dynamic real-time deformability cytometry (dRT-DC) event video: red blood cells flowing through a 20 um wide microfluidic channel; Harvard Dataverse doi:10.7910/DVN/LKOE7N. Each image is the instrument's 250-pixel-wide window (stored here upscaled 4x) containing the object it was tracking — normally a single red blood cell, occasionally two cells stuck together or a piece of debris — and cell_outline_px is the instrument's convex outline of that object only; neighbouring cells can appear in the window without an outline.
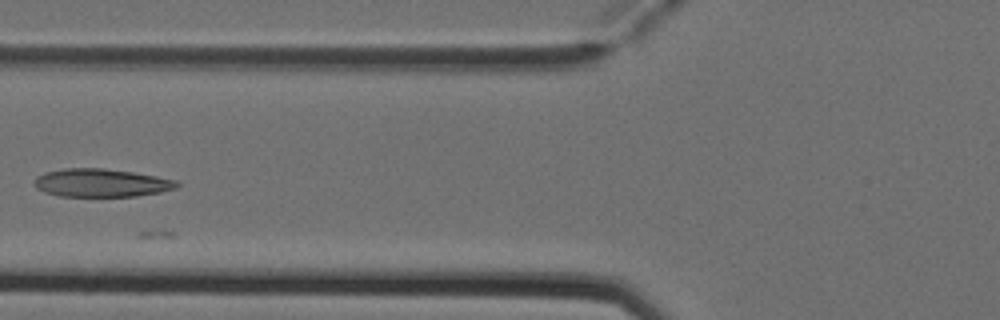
{"species": "Egyptian fruit bat (a non-hibernating species)", "species_latin": "Rousettus aegyptiacus", "temperature_condition": "cold", "stored_images_in_passage": 5, "camera_frame_rate_fps": 3000, "um_per_image_px": 0.085, "animal": {"sex": "female"}, "frame": {"image": 1, "passage_image": 5, "time_ms": 1.333, "image_size_px": [1000, 320], "cell_outline_px": [[180, 184], [176, 188], [160, 192], [136, 196], [60, 196], [44, 192], [36, 188], [36, 176], [44, 172], [64, 168], [104, 168], [132, 172], [156, 176], [176, 180]], "centroid_in_image_um": [8.6, 15.54], "position_along_channel_um": 117.2, "area_um2": 23.29}}